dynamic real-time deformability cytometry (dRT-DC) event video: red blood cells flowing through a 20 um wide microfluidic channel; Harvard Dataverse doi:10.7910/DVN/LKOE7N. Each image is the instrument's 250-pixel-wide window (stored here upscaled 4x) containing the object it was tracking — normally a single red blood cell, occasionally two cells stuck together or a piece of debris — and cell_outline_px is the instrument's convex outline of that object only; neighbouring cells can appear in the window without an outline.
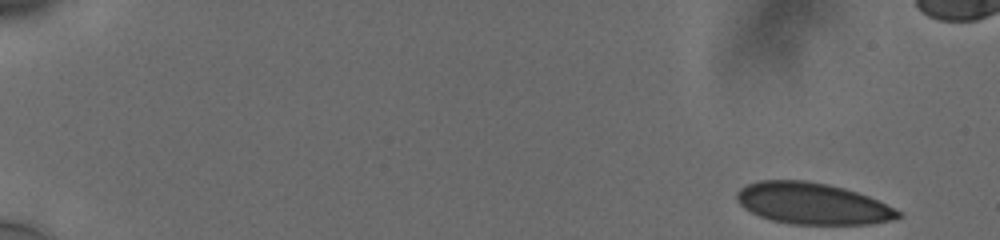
{"species": "human", "species_latin": "Homo sapiens", "temperature_condition": "cold", "stored_images_in_passage": 36, "camera_frame_rate_fps": 3000, "um_per_image_px": 0.085, "donor": {"sex": "male"}, "frame": {"image": 1, "passage_image": 1, "time_ms": 0.0, "image_size_px": [1000, 240], "cell_outline_px": [[904, 216], [888, 220], [868, 224], [792, 224], [772, 220], [760, 216], [744, 208], [736, 200], [736, 192], [740, 188], [748, 184], [760, 180], [804, 180], [828, 184], [844, 188], [868, 196], [904, 212]], "centroid_in_image_um": [69.06, 17.3], "position_along_channel_um": 15.9, "area_um2": 38.9}}
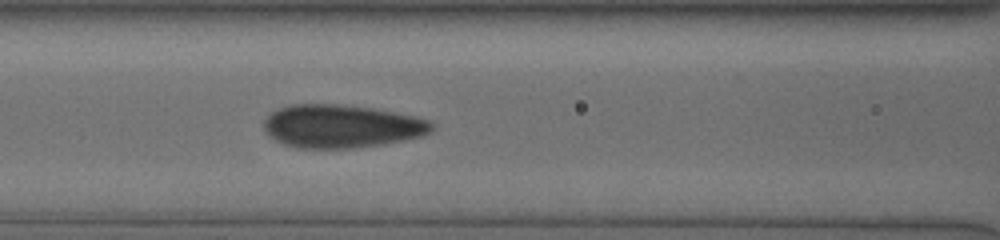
{"frame": {"image": 2, "passage_image": 24, "time_ms": 7.667, "image_size_px": [1000, 240], "cell_outline_px": [[436, 124], [432, 132], [424, 136], [384, 144], [352, 148], [296, 148], [284, 144], [268, 136], [264, 132], [264, 120], [272, 112], [280, 108], [292, 104], [336, 104], [372, 108], [412, 116], [428, 120]], "centroid_in_image_um": [29.04, 10.74], "position_along_channel_um": 137.6, "area_um2": 42.31}}
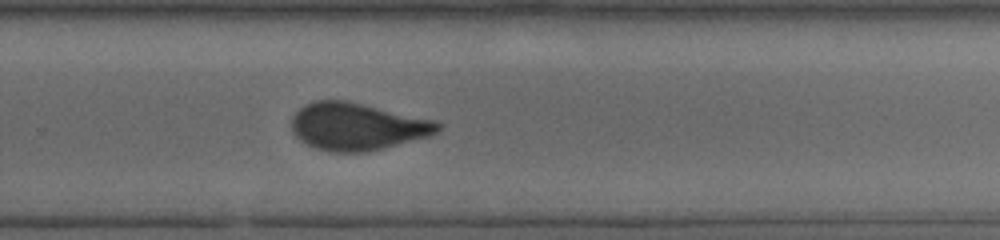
{"frame": {"image": 3, "passage_image": 36, "time_ms": 12.0, "image_size_px": [1000, 240], "cell_outline_px": [[440, 128], [432, 136], [368, 152], [328, 152], [316, 148], [300, 140], [292, 132], [292, 116], [304, 104], [316, 100], [348, 100], [436, 120], [440, 124]], "centroid_in_image_um": [30.37, 10.75], "position_along_channel_um": 299.4, "area_um2": 40.69}}